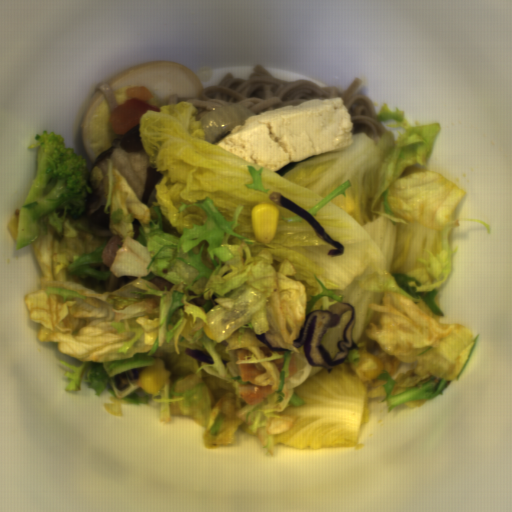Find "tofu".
Masks as SVG:
<instances>
[{
    "instance_id": "tofu-1",
    "label": "tofu",
    "mask_w": 512,
    "mask_h": 512,
    "mask_svg": "<svg viewBox=\"0 0 512 512\" xmlns=\"http://www.w3.org/2000/svg\"><path fill=\"white\" fill-rule=\"evenodd\" d=\"M354 136L343 97H334L245 119L214 145L281 176L310 157L352 145Z\"/></svg>"
}]
</instances>
